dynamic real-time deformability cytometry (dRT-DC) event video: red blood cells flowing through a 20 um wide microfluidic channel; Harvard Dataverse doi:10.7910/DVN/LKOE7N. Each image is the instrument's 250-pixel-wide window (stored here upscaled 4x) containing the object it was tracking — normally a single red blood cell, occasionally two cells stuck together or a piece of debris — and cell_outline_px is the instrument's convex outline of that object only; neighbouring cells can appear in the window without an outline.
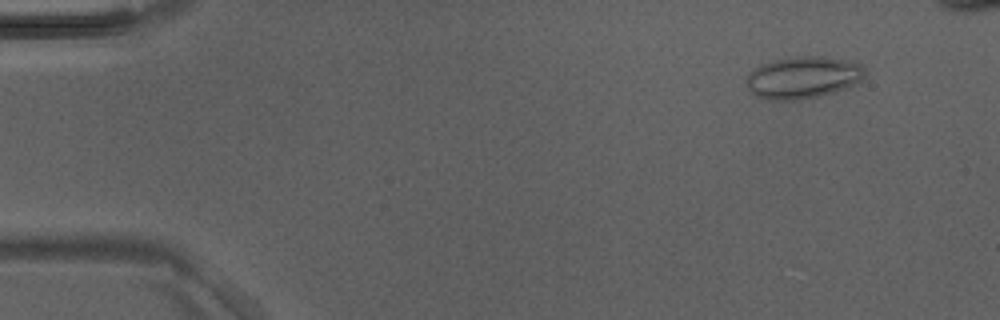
{"species": "Egyptian fruit bat (a non-hibernating species)", "species_latin": "Rousettus aegyptiacus", "temperature_condition": "room temperature", "stored_images_in_passage": 7, "camera_frame_rate_fps": 3000, "um_per_image_px": 0.085, "animal": {"sex": "male"}, "frame": {"image": 1, "passage_image": 2, "time_ms": 0.333, "image_size_px": [1000, 320], "cell_outline_px": [[864, 80], [848, 88], [836, 92], [800, 100], [768, 100], [756, 96], [748, 88], [748, 72], [760, 64], [792, 56], [824, 56], [852, 60], [860, 64], [864, 68]], "centroid_in_image_um": [68.3, 6.58], "position_along_channel_um": 16.7, "area_um2": 29.48}}
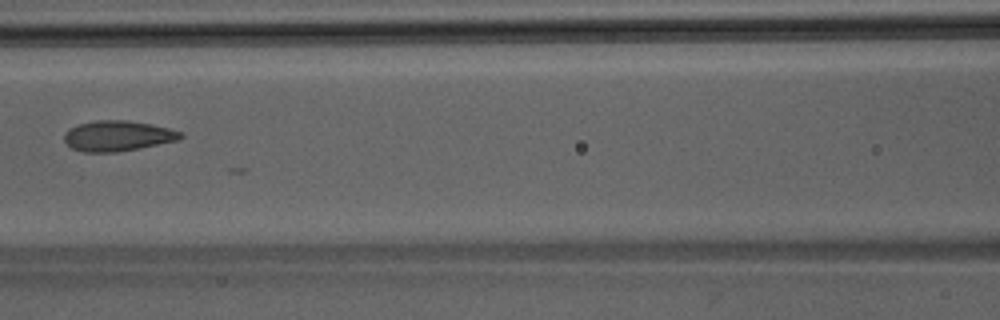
{"frame": {"image": 2, "passage_image": 7, "time_ms": 2.0, "image_size_px": [1000, 320], "cell_outline_px": [[184, 136], [180, 140], [140, 148], [116, 152], [84, 152], [72, 148], [64, 140], [64, 132], [68, 128], [80, 124], [96, 120], [128, 120], [152, 124], [168, 128], [180, 132]], "centroid_in_image_um": [10.0, 11.55], "position_along_channel_um": 156.6, "area_um2": 20.69}}